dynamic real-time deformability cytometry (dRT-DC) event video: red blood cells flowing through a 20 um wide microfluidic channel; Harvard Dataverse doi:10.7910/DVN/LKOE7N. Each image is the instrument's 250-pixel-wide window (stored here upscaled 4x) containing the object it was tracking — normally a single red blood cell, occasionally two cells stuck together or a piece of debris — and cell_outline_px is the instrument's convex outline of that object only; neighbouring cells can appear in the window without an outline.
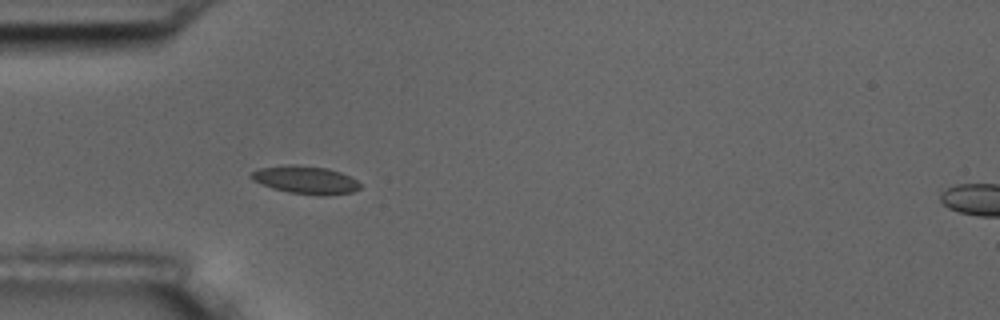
{"species": "common noctule bat (a hibernating species)", "species_latin": "Nyctalus noctula", "temperature_condition": "room temperature", "stored_images_in_passage": 6, "segment_of_instrument_passage": [1, 2], "camera_frame_rate_fps": 3000, "um_per_image_px": 0.085, "animal": {"sex": "male", "body_mass_g": 17.5, "forearm_length_mm": 52.3}, "frame": {"image": 1, "passage_image": 5, "time_ms": 1.333, "image_size_px": [1000, 320], "cell_outline_px": [[360, 188], [352, 192], [324, 196], [320, 196], [288, 192], [272, 188], [252, 180], [248, 176], [252, 172], [260, 168], [288, 164], [296, 164], [328, 168], [340, 172], [356, 180], [360, 184]], "centroid_in_image_um": [25.95, 15.29], "position_along_channel_um": 59.1, "area_um2": 17.8}}